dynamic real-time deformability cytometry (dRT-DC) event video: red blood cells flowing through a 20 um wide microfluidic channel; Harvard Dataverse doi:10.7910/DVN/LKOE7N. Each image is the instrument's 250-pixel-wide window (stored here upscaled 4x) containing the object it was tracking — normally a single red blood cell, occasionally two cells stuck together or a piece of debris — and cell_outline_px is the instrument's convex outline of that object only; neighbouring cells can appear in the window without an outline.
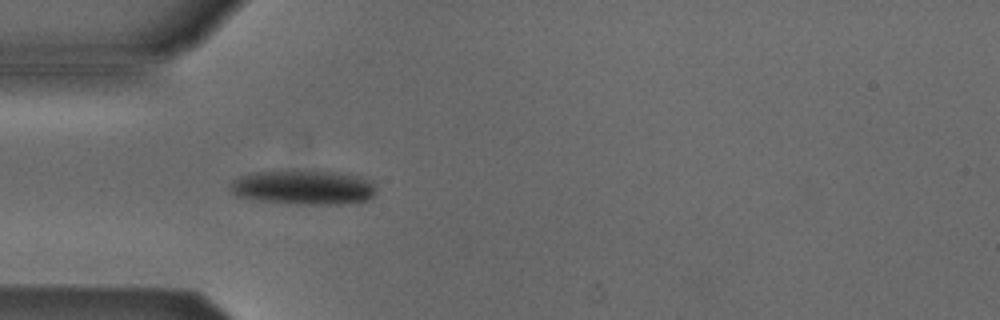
{"species": "Egyptian fruit bat (a non-hibernating species)", "species_latin": "Rousettus aegyptiacus", "temperature_condition": "cold", "stored_images_in_passage": 3, "camera_frame_rate_fps": 3000, "um_per_image_px": 0.085, "animal": {"sex": "male"}, "frame": {"image": 1, "passage_image": 3, "time_ms": 2.333, "image_size_px": [1000, 320], "cell_outline_px": [[376, 192], [368, 200], [344, 204], [296, 204], [256, 200], [236, 196], [232, 192], [232, 184], [240, 176], [256, 172], [336, 172], [360, 176], [372, 180], [376, 188]], "centroid_in_image_um": [25.88, 15.95], "position_along_channel_um": 59.1, "area_um2": 28.84}}